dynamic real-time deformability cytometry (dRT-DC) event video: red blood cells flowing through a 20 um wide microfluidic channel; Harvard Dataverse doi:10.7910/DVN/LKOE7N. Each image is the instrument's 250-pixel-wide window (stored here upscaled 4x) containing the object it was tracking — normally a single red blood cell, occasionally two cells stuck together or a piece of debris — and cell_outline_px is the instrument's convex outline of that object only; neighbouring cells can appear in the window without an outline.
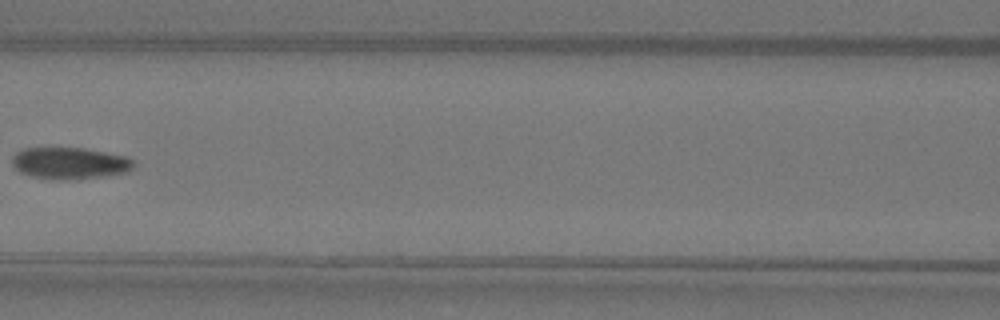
{"species": "Egyptian fruit bat (a non-hibernating species)", "species_latin": "Rousettus aegyptiacus", "temperature_condition": "warm", "stored_images_in_passage": 3, "camera_frame_rate_fps": 3000, "um_per_image_px": 0.085, "animal": {"sex": "female"}, "frame": {"image": 1, "passage_image": 3, "time_ms": 0.667, "image_size_px": [1000, 320], "cell_outline_px": [[132, 168], [128, 172], [104, 176], [72, 180], [52, 180], [32, 176], [20, 172], [12, 164], [12, 156], [16, 152], [24, 148], [84, 148], [124, 156], [132, 160]], "centroid_in_image_um": [5.89, 13.88], "position_along_channel_um": 160.7, "area_um2": 22.43}}